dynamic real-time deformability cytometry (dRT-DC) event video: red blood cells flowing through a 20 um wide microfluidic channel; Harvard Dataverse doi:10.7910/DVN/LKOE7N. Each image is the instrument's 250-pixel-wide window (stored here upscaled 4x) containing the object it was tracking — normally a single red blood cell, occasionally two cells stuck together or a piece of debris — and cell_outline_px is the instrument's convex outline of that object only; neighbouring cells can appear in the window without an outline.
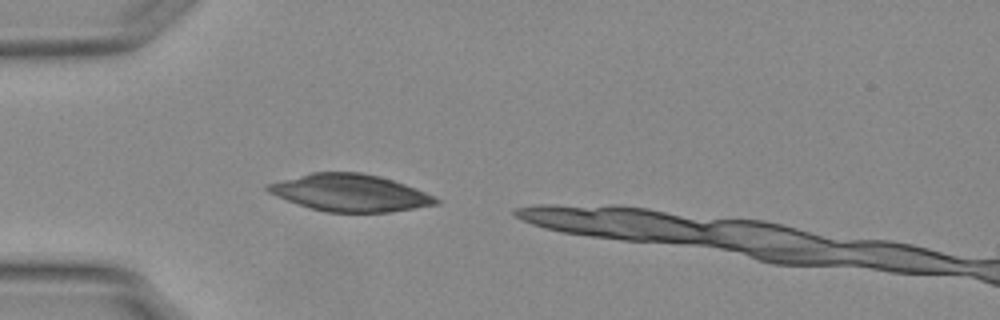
{"species": "Egyptian fruit bat (a non-hibernating species)", "species_latin": "Rousettus aegyptiacus", "temperature_condition": "warm", "stored_images_in_passage": 16, "camera_frame_rate_fps": 3000, "um_per_image_px": 0.085, "animal": {"sex": "female"}, "frame": {"image": 1, "passage_image": 1, "time_ms": 0.0, "image_size_px": [1000, 320], "cell_outline_px": [[440, 204], [388, 212], [324, 212], [308, 208], [268, 192], [264, 188], [264, 184], [312, 172], [360, 172], [380, 176], [404, 184], [424, 192], [440, 200]], "centroid_in_image_um": [29.71, 16.39], "position_along_channel_um": 55.3, "area_um2": 36.18}}
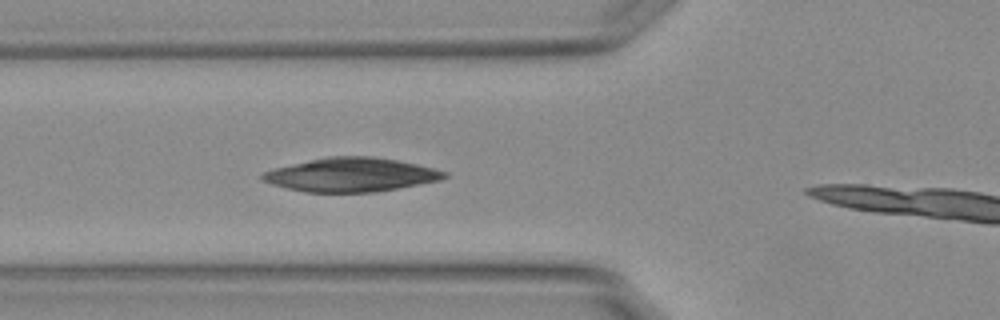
{"frame": {"image": 2, "passage_image": 5, "time_ms": 1.333, "image_size_px": [1000, 320], "cell_outline_px": [[448, 176], [440, 180], [396, 188], [372, 192], [304, 192], [272, 184], [260, 180], [260, 176], [264, 172], [276, 168], [308, 160], [328, 156], [372, 156], [396, 160], [416, 164], [448, 172]], "centroid_in_image_um": [29.82, 14.85], "position_along_channel_um": 96.0, "area_um2": 35.55}}